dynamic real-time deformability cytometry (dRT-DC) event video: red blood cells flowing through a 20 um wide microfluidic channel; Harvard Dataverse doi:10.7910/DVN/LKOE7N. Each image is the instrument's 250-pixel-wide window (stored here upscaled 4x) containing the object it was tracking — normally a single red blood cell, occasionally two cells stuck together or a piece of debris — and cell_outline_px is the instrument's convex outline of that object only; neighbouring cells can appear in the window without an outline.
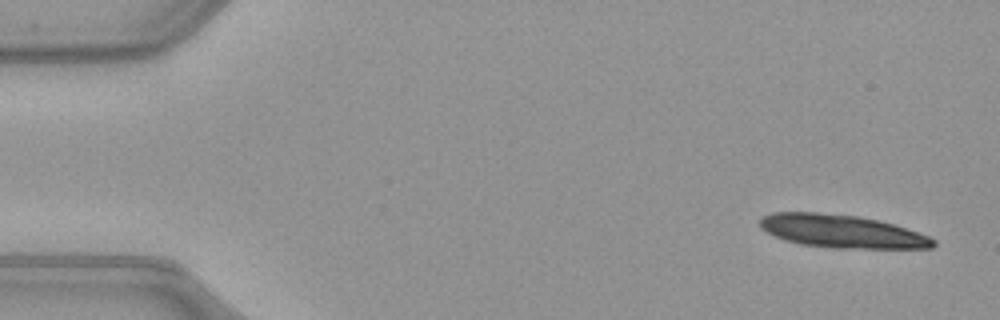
{"species": "common noctule bat (a hibernating species)", "species_latin": "Nyctalus noctula", "temperature_condition": "warm", "stored_images_in_passage": 13, "camera_frame_rate_fps": 3000, "um_per_image_px": 0.085, "animal": {"sex": "female", "body_mass_g": 21.9}, "frame": {"image": 1, "passage_image": 1, "time_ms": 0.0, "image_size_px": [1000, 320], "cell_outline_px": [[936, 244], [932, 248], [832, 248], [800, 244], [784, 240], [760, 228], [760, 216], [772, 212], [816, 212], [856, 216], [876, 220], [892, 224], [928, 236], [936, 240]], "centroid_in_image_um": [71.5, 19.66], "position_along_channel_um": 13.5, "area_um2": 33.18}}